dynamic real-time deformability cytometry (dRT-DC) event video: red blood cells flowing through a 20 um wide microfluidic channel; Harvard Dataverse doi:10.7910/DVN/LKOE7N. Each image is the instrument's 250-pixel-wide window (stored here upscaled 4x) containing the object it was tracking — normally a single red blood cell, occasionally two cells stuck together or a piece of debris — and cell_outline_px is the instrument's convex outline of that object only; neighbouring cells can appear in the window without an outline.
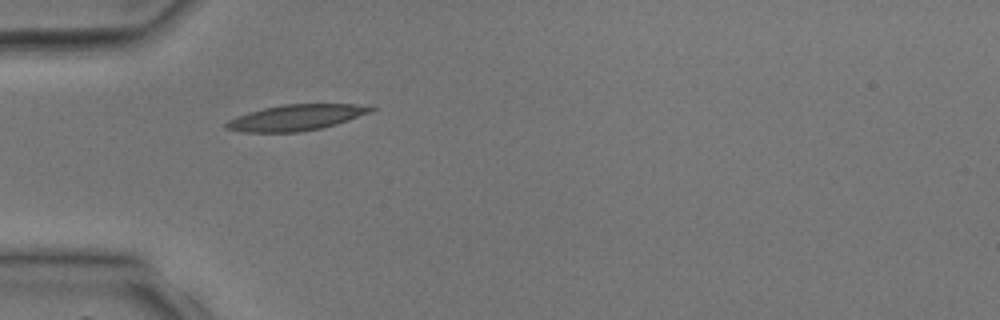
{"species": "common noctule bat (a hibernating species)", "species_latin": "Nyctalus noctula", "temperature_condition": "room temperature", "stored_images_in_passage": 4, "camera_frame_rate_fps": 3000, "um_per_image_px": 0.085, "animal": {"sex": "male", "body_mass_g": 17.9, "forearm_length_mm": 54.2}, "frame": {"image": 1, "passage_image": 4, "time_ms": 3.333, "image_size_px": [1000, 320], "cell_outline_px": [[376, 108], [372, 112], [336, 124], [320, 128], [300, 132], [244, 132], [224, 128], [224, 124], [228, 120], [236, 116], [248, 112], [280, 104], [356, 104]], "centroid_in_image_um": [25.13, 9.99], "position_along_channel_um": 59.9, "area_um2": 21.79}}